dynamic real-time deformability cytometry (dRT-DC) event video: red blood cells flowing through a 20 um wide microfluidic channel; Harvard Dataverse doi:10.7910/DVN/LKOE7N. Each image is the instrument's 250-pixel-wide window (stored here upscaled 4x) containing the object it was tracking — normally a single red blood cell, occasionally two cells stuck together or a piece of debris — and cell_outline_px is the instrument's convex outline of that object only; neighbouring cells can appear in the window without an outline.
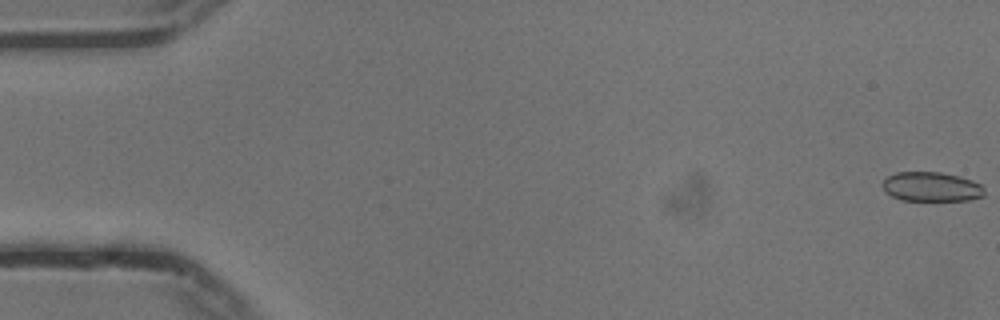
{"species": "common noctule bat (a hibernating species)", "species_latin": "Nyctalus noctula", "temperature_condition": "cold", "stored_images_in_passage": 9, "camera_frame_rate_fps": 3000, "um_per_image_px": 0.085, "animal": {"sex": "male", "body_mass_g": 13.3}, "frame": {"image": 1, "passage_image": 1, "time_ms": 0.0, "image_size_px": [1000, 320], "cell_outline_px": [[984, 196], [968, 200], [900, 200], [892, 196], [880, 184], [888, 176], [896, 172], [940, 172], [972, 180], [980, 184], [984, 188]], "centroid_in_image_um": [79.16, 15.87], "position_along_channel_um": 5.8, "area_um2": 17.34}}